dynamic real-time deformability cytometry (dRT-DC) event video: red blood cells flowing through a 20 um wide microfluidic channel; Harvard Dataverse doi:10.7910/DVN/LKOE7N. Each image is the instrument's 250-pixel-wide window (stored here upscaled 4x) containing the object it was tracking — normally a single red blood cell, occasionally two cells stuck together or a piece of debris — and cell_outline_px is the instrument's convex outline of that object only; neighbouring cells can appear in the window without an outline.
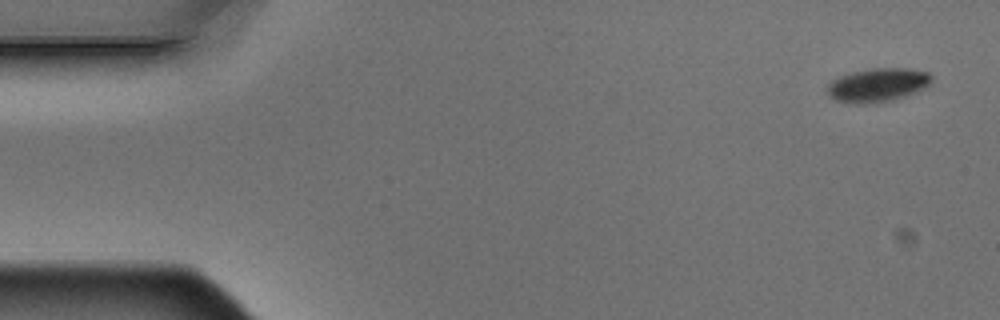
{"species": "Egyptian fruit bat (a non-hibernating species)", "species_latin": "Rousettus aegyptiacus", "temperature_condition": "warm", "stored_images_in_passage": 5, "camera_frame_rate_fps": 3000, "um_per_image_px": 0.085, "animal": {"sex": "male"}, "frame": {"image": 1, "passage_image": 1, "time_ms": 0.0, "image_size_px": [1000, 320], "cell_outline_px": [[932, 80], [924, 88], [896, 100], [876, 104], [848, 104], [836, 100], [828, 92], [828, 84], [832, 80], [840, 76], [852, 72], [872, 68], [904, 68], [928, 72], [932, 76]], "centroid_in_image_um": [74.6, 7.25], "position_along_channel_um": 10.4, "area_um2": 20.63}}
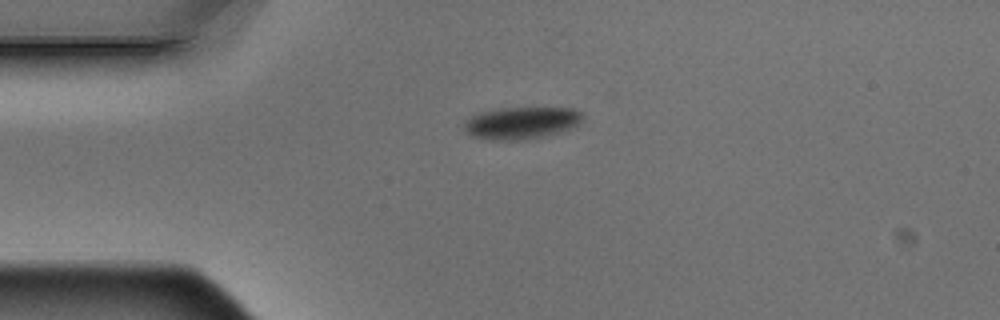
{"frame": {"image": 2, "passage_image": 4, "time_ms": 1.0, "image_size_px": [1000, 320], "cell_outline_px": [[584, 116], [576, 124], [568, 128], [556, 132], [540, 136], [520, 140], [492, 140], [472, 136], [464, 132], [464, 120], [480, 112], [500, 108], [572, 108], [580, 112]], "centroid_in_image_um": [44.22, 10.44], "position_along_channel_um": 40.8, "area_um2": 21.79}}